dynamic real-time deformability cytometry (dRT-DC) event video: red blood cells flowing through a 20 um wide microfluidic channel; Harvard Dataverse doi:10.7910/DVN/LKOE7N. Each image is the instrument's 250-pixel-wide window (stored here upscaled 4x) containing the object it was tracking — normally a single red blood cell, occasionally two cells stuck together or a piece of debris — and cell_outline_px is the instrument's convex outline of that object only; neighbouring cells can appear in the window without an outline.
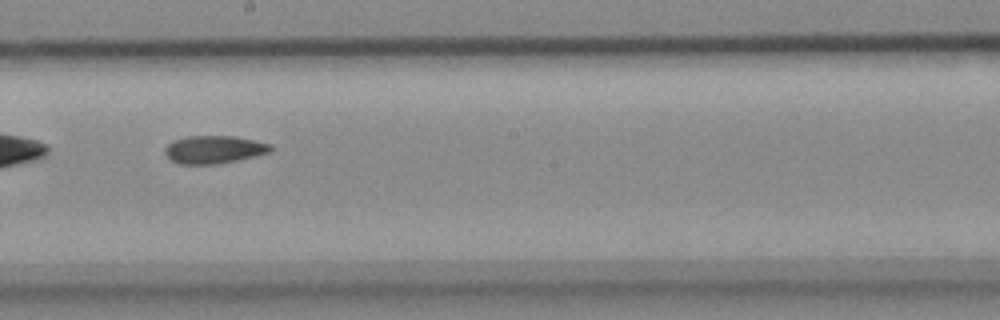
{"species": "common noctule bat (a hibernating species)", "species_latin": "Nyctalus noctula", "temperature_condition": "cold", "stored_images_in_passage": 34, "camera_frame_rate_fps": 3000, "um_per_image_px": 0.085, "animal": {"sex": "female", "body_mass_g": 18.4}, "frame": {"image": 1, "passage_image": 15, "time_ms": 4.667, "image_size_px": [1000, 320], "cell_outline_px": [[272, 152], [236, 160], [216, 164], [180, 164], [168, 160], [164, 152], [164, 148], [172, 140], [188, 136], [236, 136], [272, 144]], "centroid_in_image_um": [18.16, 12.71], "position_along_channel_um": 230.0, "area_um2": 17.34}}
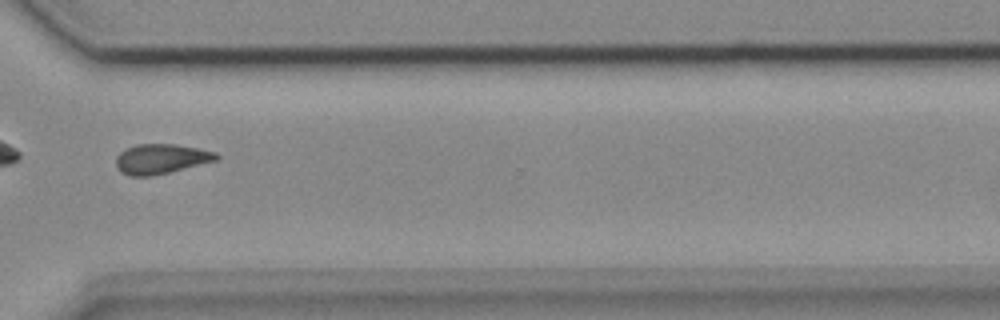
{"frame": {"image": 2, "passage_image": 25, "time_ms": 8.0, "image_size_px": [1000, 320], "cell_outline_px": [[220, 156], [216, 160], [152, 176], [128, 176], [120, 172], [116, 168], [116, 156], [120, 152], [136, 144], [176, 144], [216, 152]], "centroid_in_image_um": [13.64, 13.51], "position_along_channel_um": 357.0, "area_um2": 17.34}}